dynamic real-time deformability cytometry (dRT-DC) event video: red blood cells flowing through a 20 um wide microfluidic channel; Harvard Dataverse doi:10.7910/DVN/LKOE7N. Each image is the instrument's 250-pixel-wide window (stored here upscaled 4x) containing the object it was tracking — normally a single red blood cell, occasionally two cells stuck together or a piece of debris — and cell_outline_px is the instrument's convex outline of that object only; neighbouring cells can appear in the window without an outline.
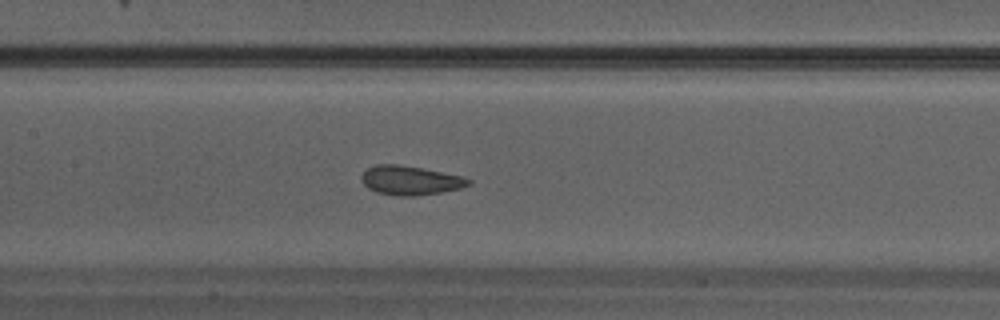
{"species": "Egyptian fruit bat (a non-hibernating species)", "species_latin": "Rousettus aegyptiacus", "temperature_condition": "warm", "stored_images_in_passage": 25, "camera_frame_rate_fps": 3000, "um_per_image_px": 0.085, "animal": {"sex": "male"}, "frame": {"image": 1, "passage_image": 8, "time_ms": 2.333, "image_size_px": [1000, 320], "cell_outline_px": [[472, 184], [460, 188], [440, 192], [412, 196], [396, 196], [376, 192], [368, 188], [360, 180], [360, 176], [368, 168], [376, 164], [396, 164], [424, 168], [464, 176], [472, 180]], "centroid_in_image_um": [34.88, 15.32], "position_along_channel_um": 172.5, "area_um2": 18.32}}
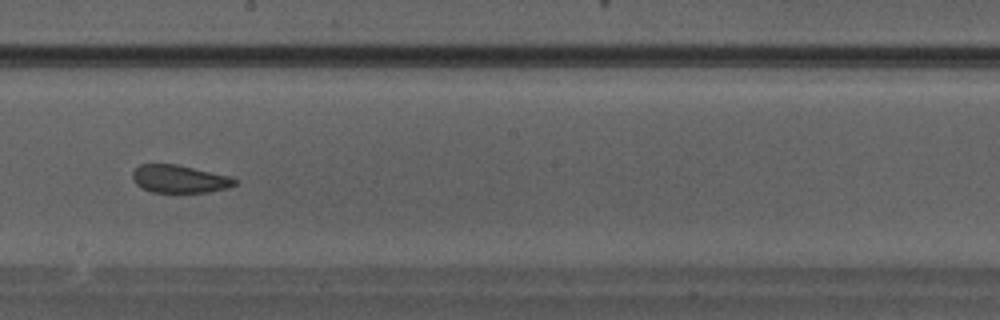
{"frame": {"image": 2, "passage_image": 11, "time_ms": 3.333, "image_size_px": [1000, 320], "cell_outline_px": [[236, 184], [228, 188], [208, 192], [152, 192], [140, 188], [132, 180], [132, 172], [140, 164], [176, 164], [232, 176], [236, 180]], "centroid_in_image_um": [15.24, 15.21], "position_along_channel_um": 233.0, "area_um2": 16.7}}
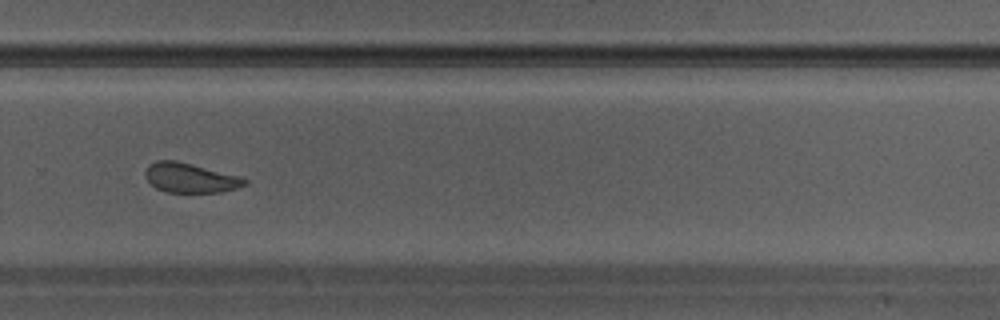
{"frame": {"image": 3, "passage_image": 15, "time_ms": 4.667, "image_size_px": [1000, 320], "cell_outline_px": [[248, 184], [236, 188], [220, 192], [164, 192], [156, 188], [144, 176], [144, 172], [148, 164], [156, 160], [176, 160], [240, 176], [248, 180]], "centroid_in_image_um": [16.15, 15.11], "position_along_channel_um": 313.7, "area_um2": 17.22}}